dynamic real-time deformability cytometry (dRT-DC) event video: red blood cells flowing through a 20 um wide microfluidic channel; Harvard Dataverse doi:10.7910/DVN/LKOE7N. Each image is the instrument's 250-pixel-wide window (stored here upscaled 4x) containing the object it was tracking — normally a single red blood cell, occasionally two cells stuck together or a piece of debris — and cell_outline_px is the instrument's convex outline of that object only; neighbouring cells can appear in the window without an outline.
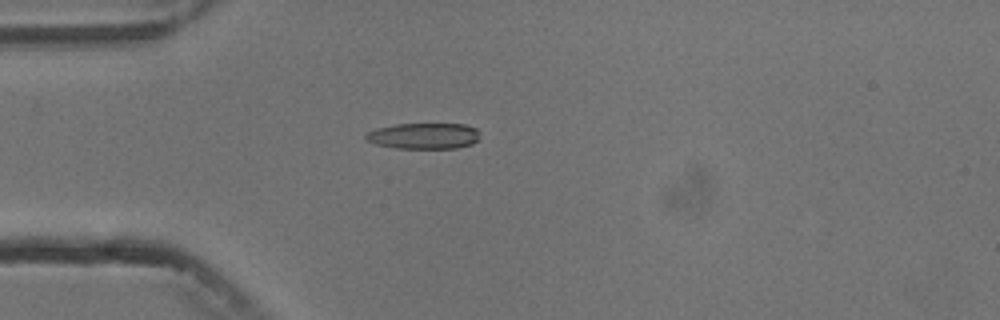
{"species": "common noctule bat (a hibernating species)", "species_latin": "Nyctalus noctula", "temperature_condition": "cold", "stored_images_in_passage": 1, "camera_frame_rate_fps": 3000, "um_per_image_px": 0.085, "animal": {"sex": "male", "body_mass_g": 13.3}, "frame": {"image": 1, "passage_image": 1, "time_ms": 0.0, "image_size_px": [1000, 320], "cell_outline_px": [[476, 140], [472, 144], [456, 148], [396, 148], [376, 144], [368, 140], [364, 136], [368, 132], [376, 128], [396, 124], [464, 124], [476, 128]], "centroid_in_image_um": [35.99, 11.55], "position_along_channel_um": 49.0, "area_um2": 16.99}}